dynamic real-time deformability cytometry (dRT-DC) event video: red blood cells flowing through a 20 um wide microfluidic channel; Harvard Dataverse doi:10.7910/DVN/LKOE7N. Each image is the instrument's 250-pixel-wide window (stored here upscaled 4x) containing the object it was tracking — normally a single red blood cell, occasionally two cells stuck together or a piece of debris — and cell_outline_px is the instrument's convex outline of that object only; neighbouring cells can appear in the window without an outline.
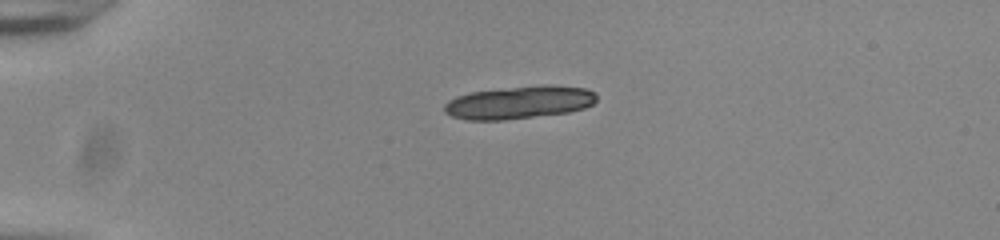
{"species": "common noctule bat (a hibernating species)", "species_latin": "Nyctalus noctula", "temperature_condition": "room temperature", "stored_images_in_passage": 9, "camera_frame_rate_fps": 3000, "um_per_image_px": 0.085, "animal": {"sex": "male", "body_mass_g": 20.0, "forearm_length_mm": 53.3}, "frame": {"image": 1, "passage_image": 1, "time_ms": 0.0, "image_size_px": [1000, 240], "cell_outline_px": [[596, 100], [592, 104], [584, 108], [568, 112], [504, 120], [468, 120], [452, 116], [444, 112], [444, 104], [448, 100], [456, 96], [472, 92], [548, 84], [552, 84], [584, 88], [596, 92]], "centroid_in_image_um": [44.14, 8.7], "position_along_channel_um": 40.9, "area_um2": 28.96}}